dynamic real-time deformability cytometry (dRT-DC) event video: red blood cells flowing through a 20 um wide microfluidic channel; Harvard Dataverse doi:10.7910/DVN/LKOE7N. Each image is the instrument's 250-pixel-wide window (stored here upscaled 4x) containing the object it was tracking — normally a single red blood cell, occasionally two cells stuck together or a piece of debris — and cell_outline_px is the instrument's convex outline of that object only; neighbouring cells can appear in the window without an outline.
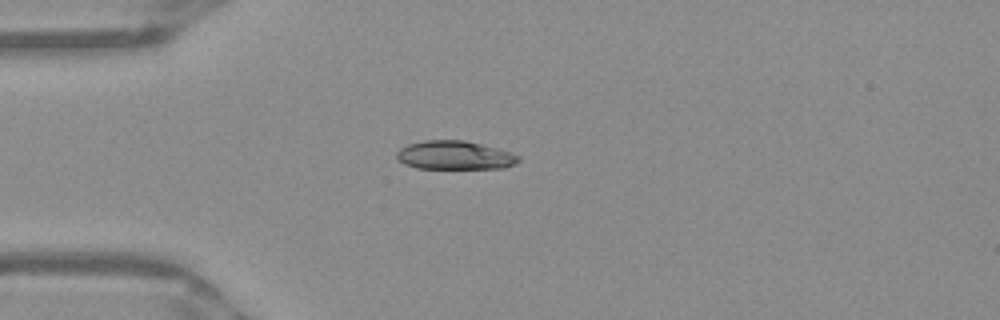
{"species": "Egyptian fruit bat (a non-hibernating species)", "species_latin": "Rousettus aegyptiacus", "temperature_condition": "warm", "stored_images_in_passage": 39, "camera_frame_rate_fps": 3000, "um_per_image_px": 0.085, "frame": {"image": 1, "passage_image": 1, "time_ms": 0.0, "image_size_px": [1000, 320], "cell_outline_px": [[520, 160], [516, 164], [504, 168], [416, 168], [404, 164], [396, 156], [396, 152], [400, 148], [408, 144], [424, 140], [464, 140], [512, 152], [520, 156]], "centroid_in_image_um": [38.66, 13.19], "position_along_channel_um": 46.3, "area_um2": 20.35}}
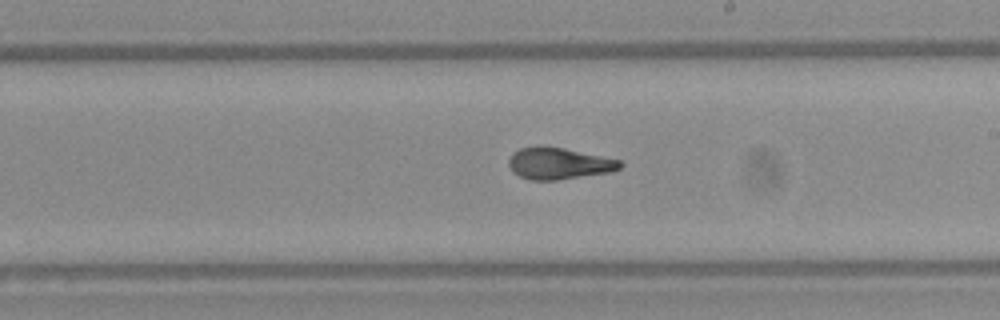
{"frame": {"image": 2, "passage_image": 17, "time_ms": 5.333, "image_size_px": [1000, 320], "cell_outline_px": [[624, 164], [620, 168], [612, 172], [556, 180], [532, 180], [520, 176], [512, 172], [508, 164], [508, 160], [512, 152], [520, 148], [540, 144], [564, 148], [620, 160]], "centroid_in_image_um": [47.47, 13.88], "position_along_channel_um": 241.5, "area_um2": 20.81}}
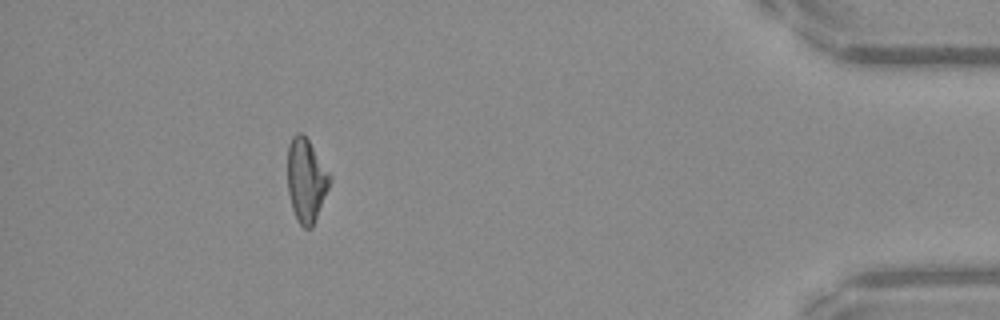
{"frame": {"image": 3, "passage_image": 34, "time_ms": 11.0, "image_size_px": [1000, 320], "cell_outline_px": [[332, 180], [312, 228], [304, 228], [300, 224], [292, 208], [288, 192], [288, 148], [292, 136], [296, 132], [300, 132], [308, 140], [332, 176]], "centroid_in_image_um": [26.03, 15.32], "position_along_channel_um": 409.2, "area_um2": 20.4}, "authors_computed_cell_mechanics": {"area_um2": 20.808, "velocity_mm_per_s": 3.9478, "shape_relaxation_time_tau1_ms": 5.7345, "shape_relaxation_time_tau2_ms": 1.2956, "deformation_change_tau1": 0.2032, "deformation_change_tau2": 0.0554}}